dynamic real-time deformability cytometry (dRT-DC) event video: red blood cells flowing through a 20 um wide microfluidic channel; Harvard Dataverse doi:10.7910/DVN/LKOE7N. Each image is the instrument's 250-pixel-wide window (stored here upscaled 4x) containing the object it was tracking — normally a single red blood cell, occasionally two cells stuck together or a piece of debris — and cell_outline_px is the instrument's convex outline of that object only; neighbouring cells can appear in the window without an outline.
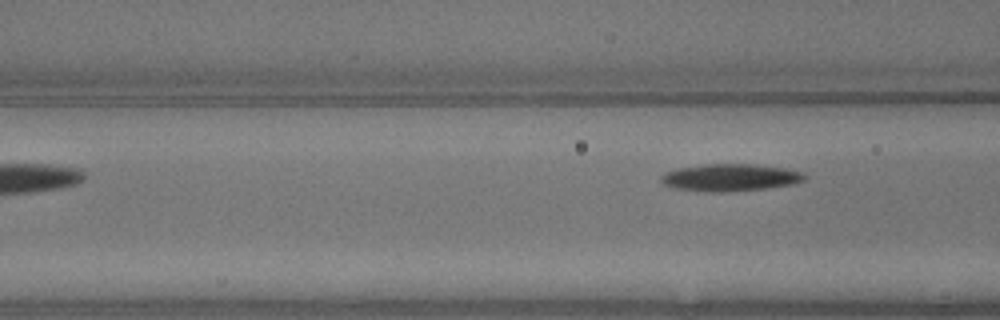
{"species": "common noctule bat (a hibernating species)", "species_latin": "Nyctalus noctula", "temperature_condition": "warm", "stored_images_in_passage": 6, "camera_frame_rate_fps": 3000, "um_per_image_px": 0.085, "animal": {"sex": "male", "body_mass_g": 13.3}, "frame": {"image": 1, "passage_image": 6, "time_ms": 1.667, "image_size_px": [1000, 320], "cell_outline_px": [[808, 176], [804, 180], [792, 184], [764, 188], [724, 192], [712, 192], [672, 188], [664, 184], [660, 180], [660, 176], [664, 172], [680, 168], [704, 164], [752, 164], [784, 168], [804, 172]], "centroid_in_image_um": [62.06, 15.08], "position_along_channel_um": 104.5, "area_um2": 22.72}}